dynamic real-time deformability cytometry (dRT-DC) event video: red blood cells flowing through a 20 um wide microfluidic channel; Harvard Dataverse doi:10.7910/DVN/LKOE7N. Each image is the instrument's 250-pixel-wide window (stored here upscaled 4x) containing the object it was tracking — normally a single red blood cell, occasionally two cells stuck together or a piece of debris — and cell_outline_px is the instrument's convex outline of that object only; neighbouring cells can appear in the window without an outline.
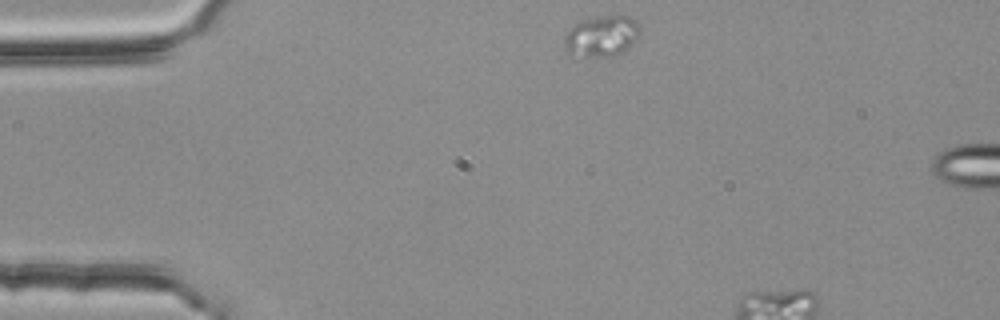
{"species": "common noctule bat (a hibernating species)", "species_latin": "Nyctalus noctula", "temperature_condition": "room temperature", "stored_images_in_passage": 5, "segment_of_instrument_passage": [1, 2], "camera_frame_rate_fps": 3000, "um_per_image_px": 0.085, "animal": {"sex": "female", "body_mass_g": 25.1}, "frame": {"image": 1, "passage_image": 1, "time_ms": 0.0, "image_size_px": [1000, 320], "cell_outline_px": [[640, 32], [628, 48], [612, 56], [584, 56], [568, 48], [564, 44], [564, 36], [576, 24], [584, 20], [600, 16], [628, 16], [640, 24]], "centroid_in_image_um": [51.21, 3.04], "position_along_channel_um": 33.8, "area_um2": 17.22}}